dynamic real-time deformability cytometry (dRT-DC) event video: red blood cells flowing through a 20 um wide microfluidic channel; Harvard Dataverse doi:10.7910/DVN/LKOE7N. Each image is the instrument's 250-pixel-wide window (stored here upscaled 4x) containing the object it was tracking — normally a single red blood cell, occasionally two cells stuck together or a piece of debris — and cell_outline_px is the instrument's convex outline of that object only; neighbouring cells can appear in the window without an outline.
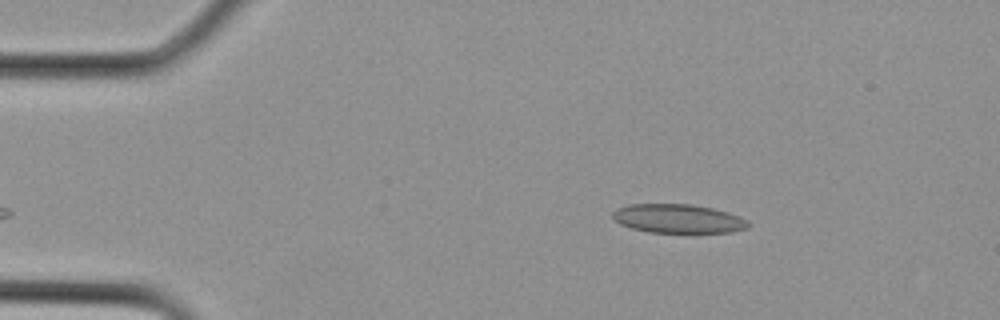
{"species": "Egyptian fruit bat (a non-hibernating species)", "species_latin": "Rousettus aegyptiacus", "temperature_condition": "cold", "stored_images_in_passage": 16, "camera_frame_rate_fps": 3000, "um_per_image_px": 0.085, "animal": {"sex": "female"}, "frame": {"image": 1, "passage_image": 1, "time_ms": 0.0, "image_size_px": [1000, 320], "cell_outline_px": [[752, 224], [748, 228], [732, 232], [648, 232], [632, 228], [620, 224], [612, 216], [612, 212], [616, 208], [628, 204], [692, 204], [712, 208], [728, 212], [740, 216], [748, 220]], "centroid_in_image_um": [57.67, 18.58], "position_along_channel_um": 27.3, "area_um2": 22.95}}
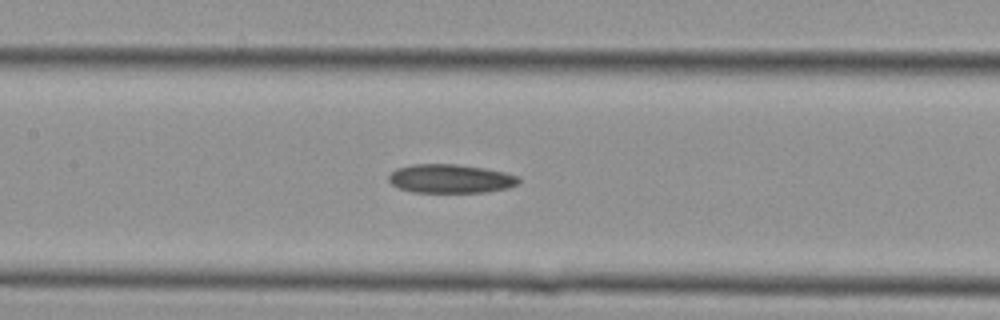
{"frame": {"image": 2, "passage_image": 10, "time_ms": 3.0, "image_size_px": [1000, 320], "cell_outline_px": [[520, 184], [508, 188], [488, 192], [412, 192], [400, 188], [392, 184], [388, 180], [388, 176], [396, 168], [412, 164], [456, 164], [484, 168], [504, 172], [516, 176], [520, 180]], "centroid_in_image_um": [38.3, 15.19], "position_along_channel_um": 169.1, "area_um2": 21.85}}
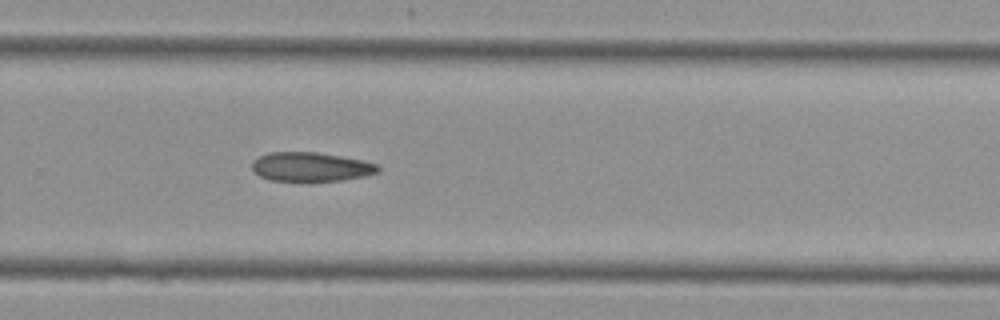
{"frame": {"image": 3, "passage_image": 16, "time_ms": 5.0, "image_size_px": [1000, 320], "cell_outline_px": [[380, 172], [368, 176], [344, 180], [268, 180], [260, 176], [252, 168], [252, 160], [268, 152], [316, 152], [340, 156], [360, 160], [376, 164], [380, 168]], "centroid_in_image_um": [26.43, 14.18], "position_along_channel_um": 303.4, "area_um2": 21.21}}